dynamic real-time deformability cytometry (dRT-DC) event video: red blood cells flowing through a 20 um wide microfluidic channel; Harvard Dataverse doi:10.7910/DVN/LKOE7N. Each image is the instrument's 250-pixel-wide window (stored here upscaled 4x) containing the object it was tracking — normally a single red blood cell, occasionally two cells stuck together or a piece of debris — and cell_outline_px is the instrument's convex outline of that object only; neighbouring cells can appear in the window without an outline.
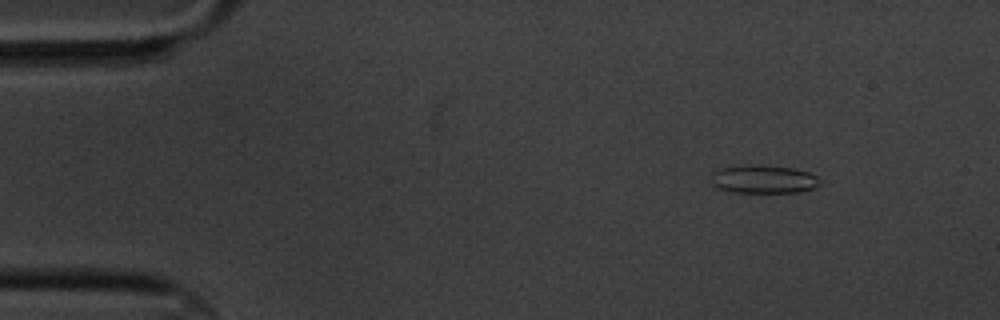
{"species": "common noctule bat (a hibernating species)", "species_latin": "Nyctalus noctula", "temperature_condition": "cold", "stored_images_in_passage": 6, "camera_frame_rate_fps": 3000, "um_per_image_px": 0.085, "animal": {"sex": "male", "body_mass_g": 20.1, "forearm_length_mm": 53.5}, "frame": {"image": 1, "passage_image": 1, "time_ms": 0.0, "image_size_px": [1000, 320], "cell_outline_px": [[820, 184], [812, 188], [800, 192], [728, 192], [716, 188], [712, 184], [712, 172], [720, 168], [748, 164], [760, 164], [792, 168], [808, 172], [816, 176], [820, 180]], "centroid_in_image_um": [64.85, 15.23], "position_along_channel_um": 20.1, "area_um2": 18.09}}
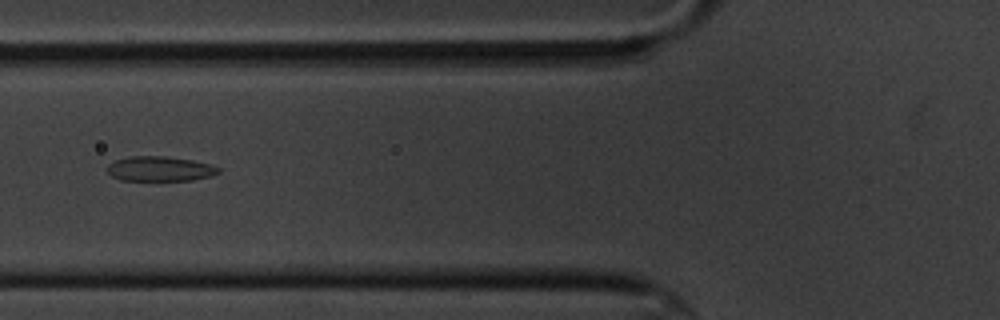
{"frame": {"image": 2, "passage_image": 5, "time_ms": 5.0, "image_size_px": [1000, 320], "cell_outline_px": [[220, 172], [208, 176], [192, 180], [120, 180], [112, 176], [108, 172], [108, 164], [116, 160], [128, 156], [164, 156], [192, 160], [208, 164], [220, 168]], "centroid_in_image_um": [13.56, 14.34], "position_along_channel_um": 112.2, "area_um2": 15.9}}
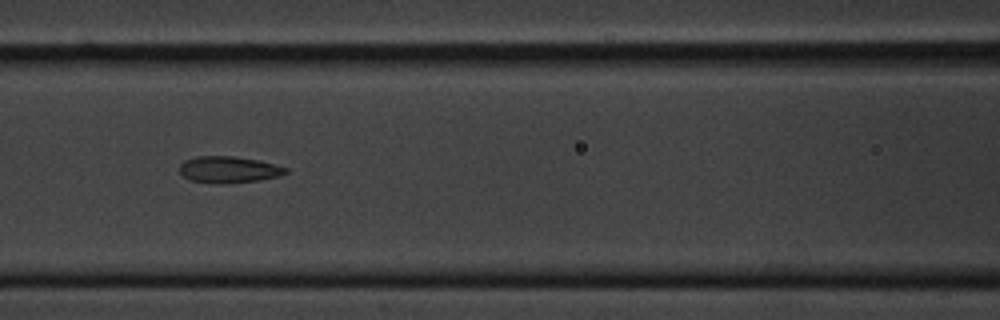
{"frame": {"image": 3, "passage_image": 6, "time_ms": 6.0, "image_size_px": [1000, 320], "cell_outline_px": [[288, 172], [280, 176], [260, 180], [224, 184], [216, 184], [188, 180], [180, 172], [180, 164], [184, 160], [196, 156], [232, 156], [260, 160], [288, 168]], "centroid_in_image_um": [19.44, 14.42], "position_along_channel_um": 147.2, "area_um2": 16.65}}